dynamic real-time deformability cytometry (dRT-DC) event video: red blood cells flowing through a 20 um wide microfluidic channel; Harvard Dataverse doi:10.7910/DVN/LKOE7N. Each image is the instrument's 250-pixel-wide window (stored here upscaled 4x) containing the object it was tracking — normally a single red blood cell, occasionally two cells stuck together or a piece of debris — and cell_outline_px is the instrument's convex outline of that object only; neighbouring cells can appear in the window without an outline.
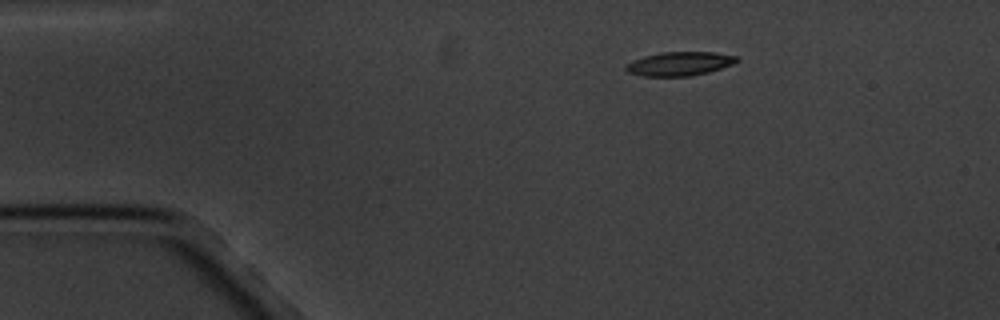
{"species": "common noctule bat (a hibernating species)", "species_latin": "Nyctalus noctula", "temperature_condition": "cold", "stored_images_in_passage": 3, "camera_frame_rate_fps": 3000, "um_per_image_px": 0.085, "animal": {"sex": "male", "body_mass_g": 20.1, "forearm_length_mm": 53.5}, "frame": {"image": 1, "passage_image": 1, "time_ms": 0.0, "image_size_px": [1000, 320], "cell_outline_px": [[740, 60], [732, 64], [708, 72], [688, 76], [644, 76], [628, 72], [624, 68], [632, 60], [644, 56], [660, 52], [716, 52], [736, 56]], "centroid_in_image_um": [57.75, 5.41], "position_along_channel_um": 27.2, "area_um2": 15.32}}